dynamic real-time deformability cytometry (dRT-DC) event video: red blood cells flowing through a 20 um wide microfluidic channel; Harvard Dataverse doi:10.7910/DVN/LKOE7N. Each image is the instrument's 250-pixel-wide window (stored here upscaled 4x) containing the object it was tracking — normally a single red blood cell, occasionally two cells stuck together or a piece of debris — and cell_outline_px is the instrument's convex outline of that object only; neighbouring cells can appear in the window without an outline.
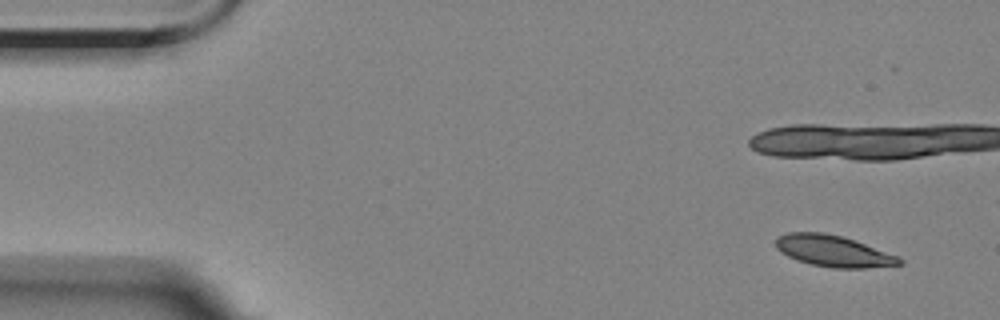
{"species": "Egyptian fruit bat (a non-hibernating species)", "species_latin": "Rousettus aegyptiacus", "temperature_condition": "room temperature", "stored_images_in_passage": 4, "camera_frame_rate_fps": 3000, "um_per_image_px": 0.085, "animal": {"sex": "female"}, "frame": {"image": 1, "passage_image": 1, "time_ms": 0.0, "image_size_px": [1000, 320], "cell_outline_px": [[904, 264], [868, 268], [832, 268], [812, 264], [796, 260], [780, 252], [776, 248], [776, 236], [788, 232], [824, 232], [840, 236], [900, 256], [904, 260]], "centroid_in_image_um": [70.84, 21.34], "position_along_channel_um": 14.2, "area_um2": 22.66}}